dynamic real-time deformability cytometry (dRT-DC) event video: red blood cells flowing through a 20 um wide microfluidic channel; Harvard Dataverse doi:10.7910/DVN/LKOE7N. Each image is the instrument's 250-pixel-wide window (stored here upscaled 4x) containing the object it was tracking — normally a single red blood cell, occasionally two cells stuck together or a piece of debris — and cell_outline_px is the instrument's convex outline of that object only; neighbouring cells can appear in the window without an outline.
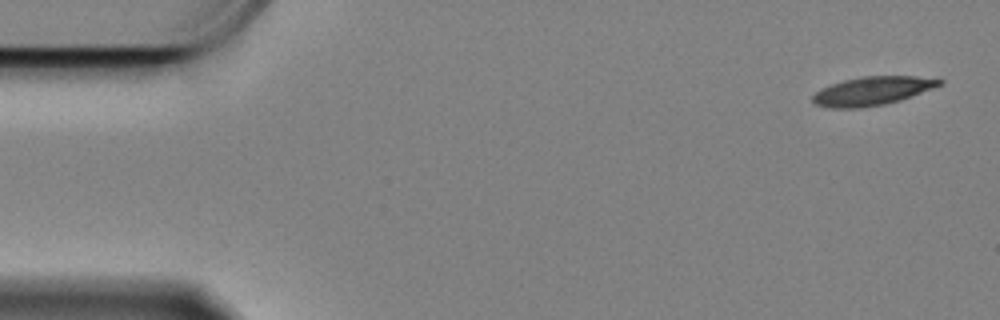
{"species": "Egyptian fruit bat (a non-hibernating species)", "species_latin": "Rousettus aegyptiacus", "temperature_condition": "cold", "stored_images_in_passage": 46, "camera_frame_rate_fps": 3000, "um_per_image_px": 0.085, "animal": {"sex": "female"}, "frame": {"image": 1, "passage_image": 1, "time_ms": 0.0, "image_size_px": [1000, 320], "cell_outline_px": [[944, 84], [900, 100], [884, 104], [860, 108], [832, 108], [816, 104], [812, 100], [812, 96], [820, 88], [844, 80], [864, 76], [916, 76], [944, 80]], "centroid_in_image_um": [74.15, 7.73], "position_along_channel_um": 10.9, "area_um2": 20.98}}
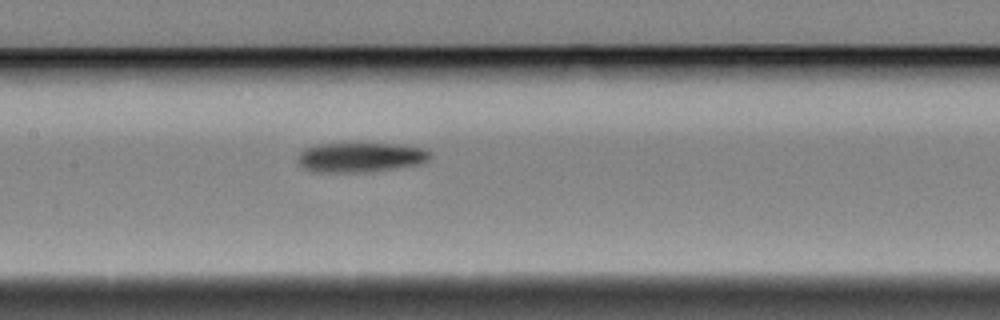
{"frame": {"image": 2, "passage_image": 26, "time_ms": 8.333, "image_size_px": [1000, 320], "cell_outline_px": [[432, 156], [428, 160], [416, 164], [364, 172], [312, 172], [296, 164], [296, 156], [304, 148], [316, 144], [396, 144], [424, 148], [432, 152]], "centroid_in_image_um": [30.55, 13.37], "position_along_channel_um": 176.8, "area_um2": 22.89}}
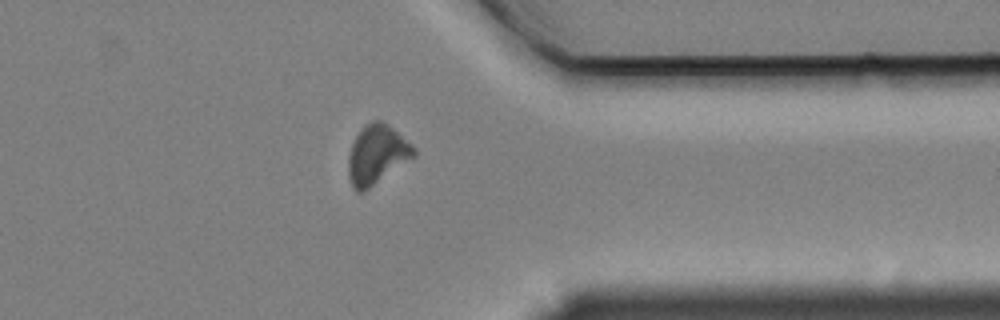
{"frame": {"image": 3, "passage_image": 45, "time_ms": 14.667, "image_size_px": [1000, 320], "cell_outline_px": [[416, 156], [368, 188], [360, 192], [352, 184], [348, 176], [348, 156], [352, 144], [356, 136], [364, 124], [372, 120], [380, 120], [388, 124], [412, 144], [416, 148]], "centroid_in_image_um": [32.05, 13.09], "position_along_channel_um": 379.4, "area_um2": 22.31}}